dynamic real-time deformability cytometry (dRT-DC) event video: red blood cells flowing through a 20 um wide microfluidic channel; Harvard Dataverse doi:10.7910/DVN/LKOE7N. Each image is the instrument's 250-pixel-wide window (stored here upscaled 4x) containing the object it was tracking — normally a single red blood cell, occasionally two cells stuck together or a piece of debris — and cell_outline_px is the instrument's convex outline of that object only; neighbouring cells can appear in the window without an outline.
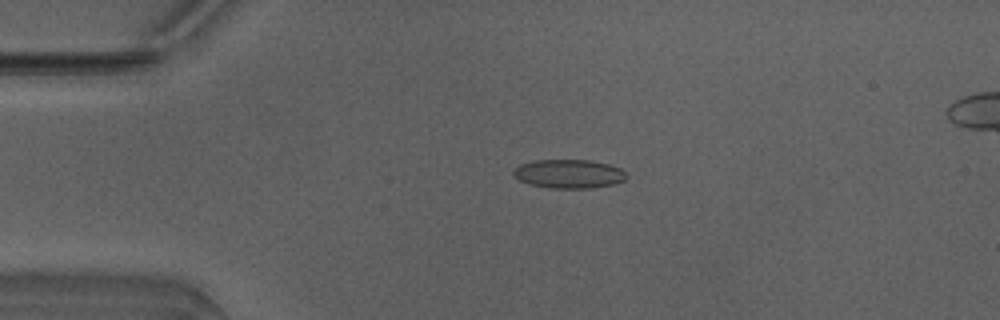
{"species": "Egyptian fruit bat (a non-hibernating species)", "species_latin": "Rousettus aegyptiacus", "temperature_condition": "warm", "stored_images_in_passage": 40, "camera_frame_rate_fps": 3000, "um_per_image_px": 0.085, "animal": {"sex": "male"}, "frame": {"image": 1, "passage_image": 2, "time_ms": 0.333, "image_size_px": [1000, 320], "cell_outline_px": [[628, 176], [624, 180], [612, 184], [588, 188], [548, 188], [528, 184], [520, 180], [512, 172], [512, 168], [520, 164], [536, 160], [588, 160], [608, 164], [620, 168]], "centroid_in_image_um": [48.31, 14.77], "position_along_channel_um": 36.7, "area_um2": 18.9}}
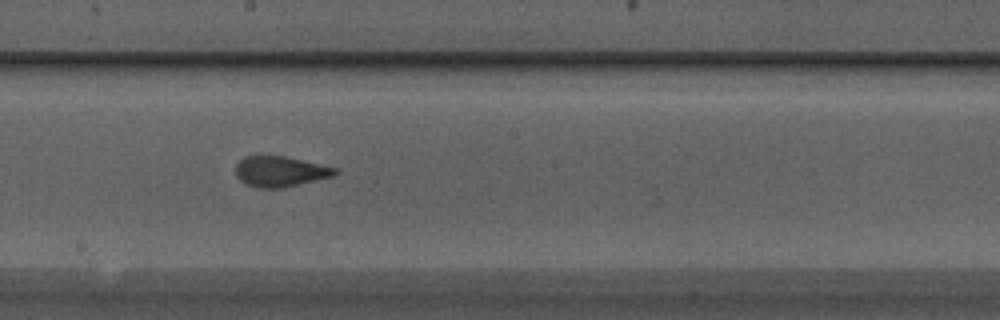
{"frame": {"image": 2, "passage_image": 18, "time_ms": 5.667, "image_size_px": [1000, 320], "cell_outline_px": [[340, 172], [336, 176], [284, 188], [256, 188], [240, 180], [236, 176], [236, 164], [244, 156], [284, 156], [336, 168]], "centroid_in_image_um": [23.84, 14.59], "position_along_channel_um": 224.4, "area_um2": 17.74}}
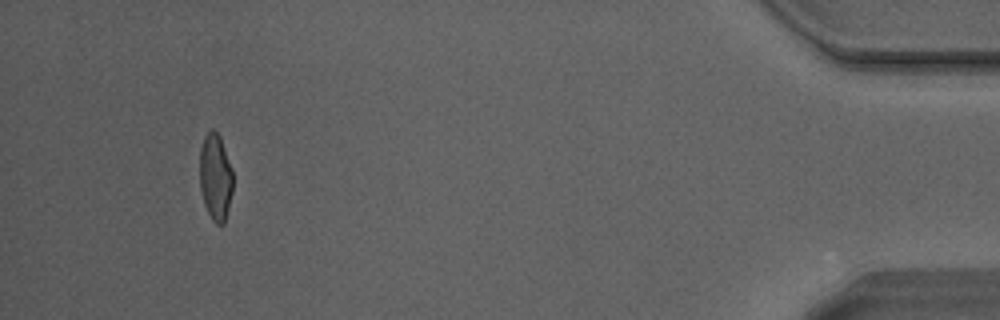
{"frame": {"image": 3, "passage_image": 37, "time_ms": 12.0, "image_size_px": [1000, 320], "cell_outline_px": [[232, 192], [224, 224], [216, 224], [212, 220], [204, 204], [200, 188], [200, 148], [204, 136], [212, 128], [220, 136], [232, 168]], "centroid_in_image_um": [18.31, 15.04], "position_along_channel_um": 416.9, "area_um2": 16.76}, "authors_computed_cell_mechanics": {"area_um2": 18.0336, "velocity_mm_per_s": 4.1947, "shape_relaxation_time_tau1_ms": 5.9816, "shape_relaxation_time_tau2_ms": 0.7397, "deformation_change_tau1": 0.1794, "deformation_change_tau2": 0.0616}}